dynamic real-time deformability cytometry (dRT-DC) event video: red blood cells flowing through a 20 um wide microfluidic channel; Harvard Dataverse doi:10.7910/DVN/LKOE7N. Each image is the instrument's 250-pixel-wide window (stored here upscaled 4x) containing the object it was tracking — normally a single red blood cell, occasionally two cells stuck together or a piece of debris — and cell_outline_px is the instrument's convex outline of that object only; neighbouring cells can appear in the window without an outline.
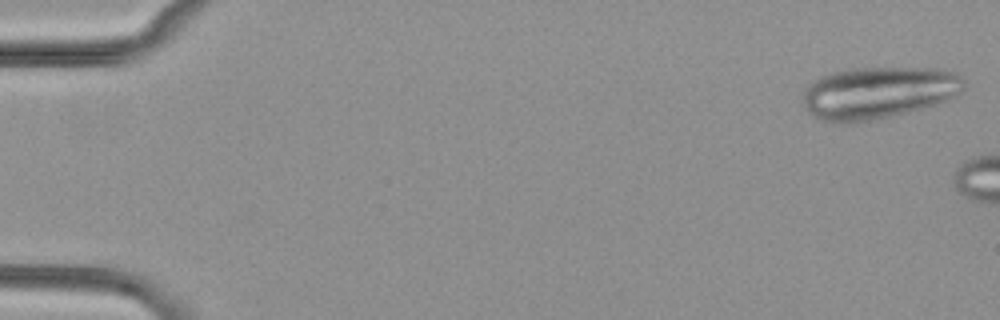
{"species": "common noctule bat (a hibernating species)", "species_latin": "Nyctalus noctula", "temperature_condition": "cold", "stored_images_in_passage": 5, "camera_frame_rate_fps": 3000, "um_per_image_px": 0.085, "animal": {"sex": "female", "body_mass_g": 29.2, "forearm_length_mm": 56.3}, "frame": {"image": 1, "passage_image": 1, "time_ms": 0.0, "image_size_px": [1000, 320], "cell_outline_px": [[964, 88], [956, 96], [936, 104], [856, 124], [840, 124], [820, 120], [812, 116], [804, 108], [804, 88], [808, 84], [820, 76], [832, 72], [848, 68], [940, 68], [956, 72], [964, 80]], "centroid_in_image_um": [74.61, 7.88], "position_along_channel_um": 10.4, "area_um2": 49.3}}